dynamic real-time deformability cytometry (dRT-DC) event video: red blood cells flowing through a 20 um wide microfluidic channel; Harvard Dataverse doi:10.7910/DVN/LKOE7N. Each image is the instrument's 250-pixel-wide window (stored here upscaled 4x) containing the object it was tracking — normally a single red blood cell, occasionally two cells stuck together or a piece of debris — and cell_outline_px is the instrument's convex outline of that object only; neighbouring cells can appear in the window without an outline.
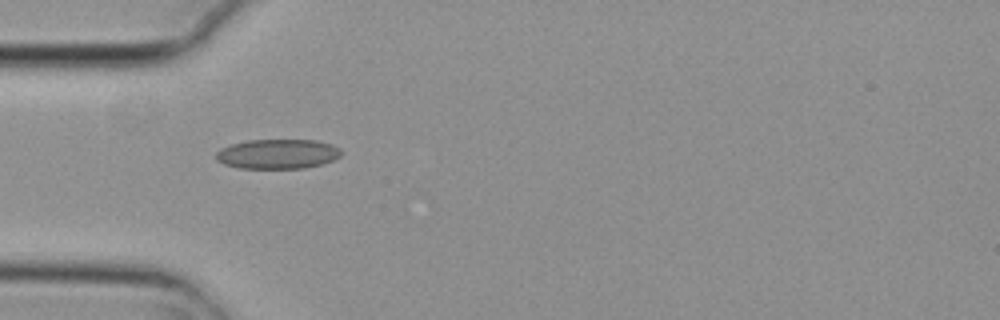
{"species": "common noctule bat (a hibernating species)", "species_latin": "Nyctalus noctula", "temperature_condition": "cold", "stored_images_in_passage": 5, "camera_frame_rate_fps": 3000, "um_per_image_px": 0.085, "animal": {"sex": "female", "body_mass_g": 29.2, "forearm_length_mm": 56.3}, "frame": {"image": 1, "passage_image": 4, "time_ms": 1.0, "image_size_px": [1000, 320], "cell_outline_px": [[344, 152], [340, 156], [332, 160], [320, 164], [304, 168], [240, 168], [224, 164], [216, 160], [216, 152], [220, 148], [232, 144], [248, 140], [316, 140], [332, 144], [340, 148]], "centroid_in_image_um": [23.61, 13.08], "position_along_channel_um": 61.4, "area_um2": 21.68}}
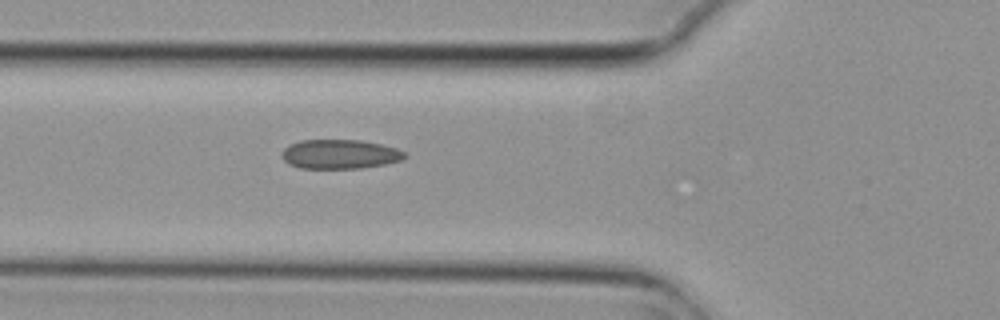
{"frame": {"image": 2, "passage_image": 5, "time_ms": 1.333, "image_size_px": [1000, 320], "cell_outline_px": [[408, 156], [400, 160], [384, 164], [360, 168], [300, 168], [288, 164], [280, 156], [280, 152], [288, 144], [300, 140], [360, 140], [380, 144], [396, 148], [404, 152]], "centroid_in_image_um": [28.82, 13.1], "position_along_channel_um": 97.0, "area_um2": 21.04}}